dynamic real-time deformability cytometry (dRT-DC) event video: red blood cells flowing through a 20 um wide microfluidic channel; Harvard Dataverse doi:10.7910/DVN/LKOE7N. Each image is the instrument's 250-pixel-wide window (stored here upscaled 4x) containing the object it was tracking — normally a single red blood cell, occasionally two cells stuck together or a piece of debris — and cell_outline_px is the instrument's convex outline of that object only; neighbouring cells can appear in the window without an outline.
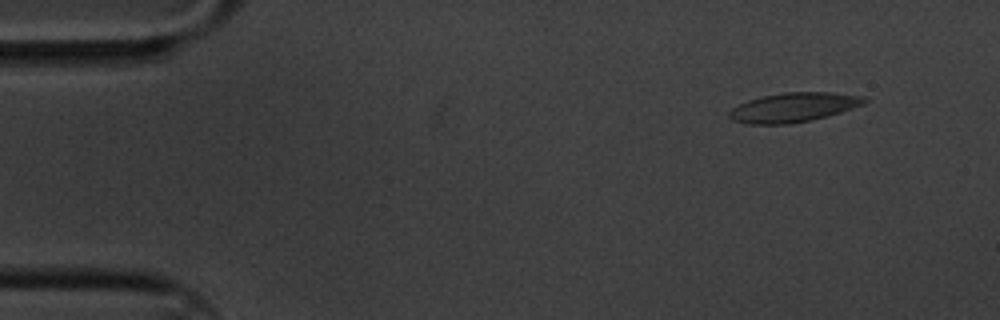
{"species": "common noctule bat (a hibernating species)", "species_latin": "Nyctalus noctula", "temperature_condition": "cold", "stored_images_in_passage": 6, "camera_frame_rate_fps": 3000, "um_per_image_px": 0.085, "animal": {"sex": "male", "body_mass_g": 20.1, "forearm_length_mm": 53.5}, "frame": {"image": 1, "passage_image": 2, "time_ms": 0.333, "image_size_px": [1000, 320], "cell_outline_px": [[868, 100], [864, 104], [828, 116], [788, 124], [748, 124], [732, 120], [728, 116], [728, 112], [732, 108], [748, 100], [764, 96], [784, 92], [832, 92], [864, 96]], "centroid_in_image_um": [67.45, 9.12], "position_along_channel_um": 17.6, "area_um2": 23.0}}